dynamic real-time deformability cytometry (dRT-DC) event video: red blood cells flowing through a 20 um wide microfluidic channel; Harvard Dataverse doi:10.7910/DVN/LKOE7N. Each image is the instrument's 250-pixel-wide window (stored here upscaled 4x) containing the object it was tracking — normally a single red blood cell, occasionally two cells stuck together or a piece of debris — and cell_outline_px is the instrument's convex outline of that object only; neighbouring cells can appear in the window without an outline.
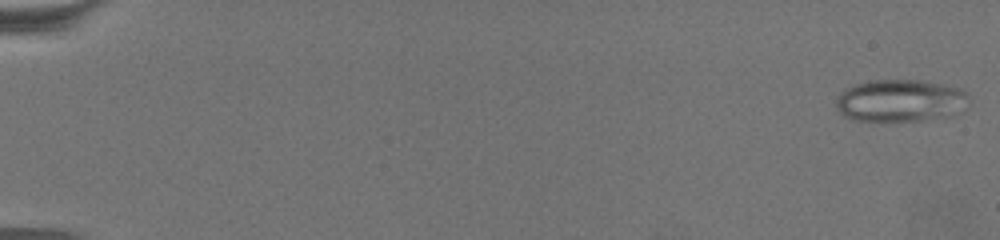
{"species": "common noctule bat (a hibernating species)", "species_latin": "Nyctalus noctula", "temperature_condition": "warm", "stored_images_in_passage": 68, "camera_frame_rate_fps": 3000, "um_per_image_px": 0.085, "animal": {"sex": "female", "body_mass_g": 19.5, "forearm_length_mm": 54.1}, "frame": {"image": 1, "passage_image": 1, "time_ms": 0.0, "image_size_px": [1000, 240], "cell_outline_px": [[972, 100], [960, 112], [944, 116], [920, 120], [852, 120], [844, 116], [836, 108], [836, 96], [844, 88], [852, 84], [872, 80], [924, 80], [944, 84], [956, 88], [964, 92]], "centroid_in_image_um": [76.49, 8.53], "position_along_channel_um": 8.5, "area_um2": 32.83}}
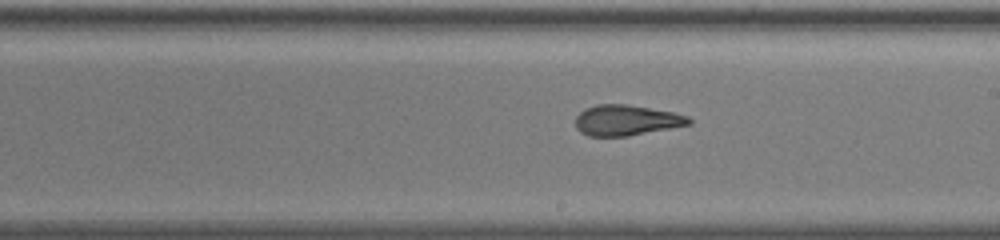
{"frame": {"image": 2, "passage_image": 41, "time_ms": 13.333, "image_size_px": [1000, 240], "cell_outline_px": [[692, 124], [628, 136], [588, 136], [580, 132], [576, 128], [576, 116], [584, 108], [596, 104], [624, 104], [672, 112], [688, 116], [692, 120]], "centroid_in_image_um": [53.22, 10.22], "position_along_channel_um": 235.8, "area_um2": 20.17}}
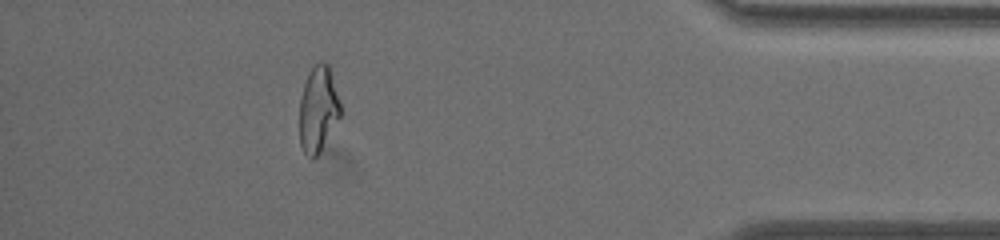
{"frame": {"image": 3, "passage_image": 61, "time_ms": 20.0, "image_size_px": [1000, 240], "cell_outline_px": [[340, 116], [320, 152], [312, 160], [304, 152], [300, 144], [300, 100], [304, 84], [308, 72], [320, 60], [324, 60], [328, 64], [340, 104]], "centroid_in_image_um": [27.03, 9.28], "position_along_channel_um": 408.2, "area_um2": 20.23}, "authors_computed_cell_mechanics": {"area_um2": 21.8195, "velocity_mm_per_s": 3.1723, "shape_relaxation_time_tau1_ms": null, "shape_relaxation_time_tau2_ms": 1.8994, "deformation_change_tau1": null, "deformation_change_tau2": 0.1008}}